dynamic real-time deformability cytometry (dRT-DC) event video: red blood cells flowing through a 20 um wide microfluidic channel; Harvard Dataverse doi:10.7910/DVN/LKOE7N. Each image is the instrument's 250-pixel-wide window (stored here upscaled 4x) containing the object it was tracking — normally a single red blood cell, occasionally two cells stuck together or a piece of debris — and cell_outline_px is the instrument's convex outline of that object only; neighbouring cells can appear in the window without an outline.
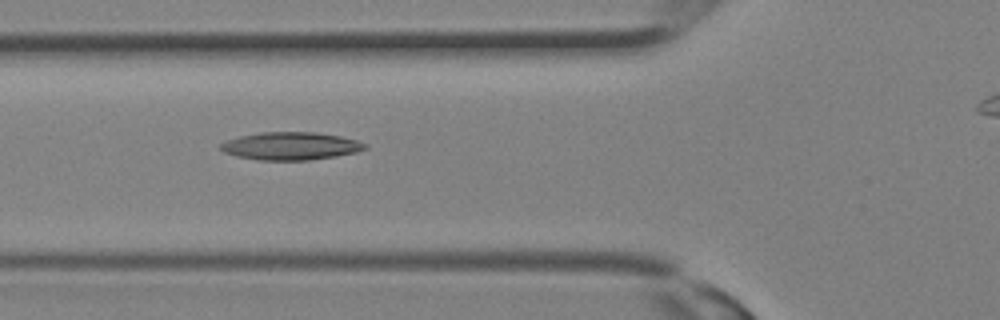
{"species": "Egyptian fruit bat (a non-hibernating species)", "species_latin": "Rousettus aegyptiacus", "temperature_condition": "room temperature", "stored_images_in_passage": 29, "camera_frame_rate_fps": 3000, "um_per_image_px": 0.085, "animal": {"sex": "female"}, "frame": {"image": 1, "passage_image": 12, "time_ms": 3.667, "image_size_px": [1000, 320], "cell_outline_px": [[368, 148], [356, 152], [336, 156], [308, 160], [256, 160], [236, 156], [224, 152], [220, 148], [220, 144], [228, 140], [240, 136], [260, 132], [312, 132], [340, 136], [356, 140], [368, 144]], "centroid_in_image_um": [24.71, 12.41], "position_along_channel_um": 101.1, "area_um2": 23.35}}
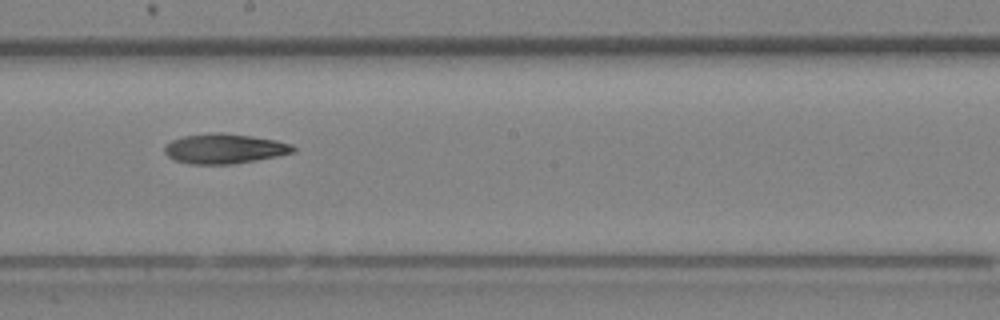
{"frame": {"image": 2, "passage_image": 18, "time_ms": 5.667, "image_size_px": [1000, 320], "cell_outline_px": [[296, 152], [256, 160], [232, 164], [188, 164], [172, 160], [164, 152], [164, 148], [172, 140], [184, 136], [212, 132], [224, 132], [252, 136], [276, 140], [292, 144], [296, 148]], "centroid_in_image_um": [19.08, 12.63], "position_along_channel_um": 229.1, "area_um2": 22.54}}
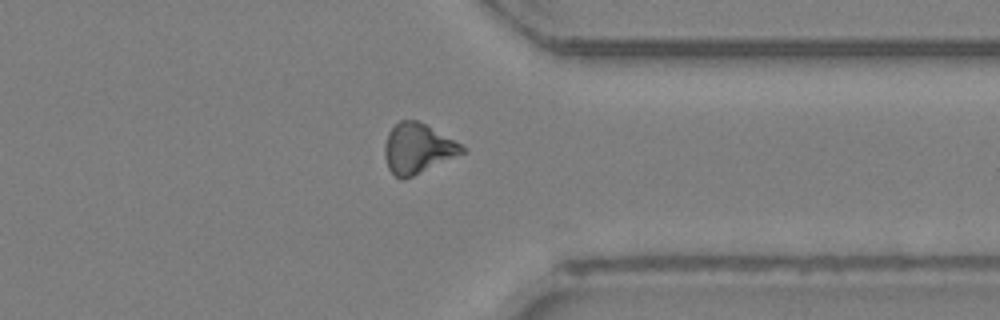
{"frame": {"image": 3, "passage_image": 25, "time_ms": 8.0, "image_size_px": [1000, 320], "cell_outline_px": [[468, 148], [464, 152], [404, 180], [400, 180], [388, 168], [384, 156], [384, 144], [388, 132], [400, 120], [416, 120], [424, 124]], "centroid_in_image_um": [35.46, 12.63], "position_along_channel_um": 375.9, "area_um2": 22.2}}